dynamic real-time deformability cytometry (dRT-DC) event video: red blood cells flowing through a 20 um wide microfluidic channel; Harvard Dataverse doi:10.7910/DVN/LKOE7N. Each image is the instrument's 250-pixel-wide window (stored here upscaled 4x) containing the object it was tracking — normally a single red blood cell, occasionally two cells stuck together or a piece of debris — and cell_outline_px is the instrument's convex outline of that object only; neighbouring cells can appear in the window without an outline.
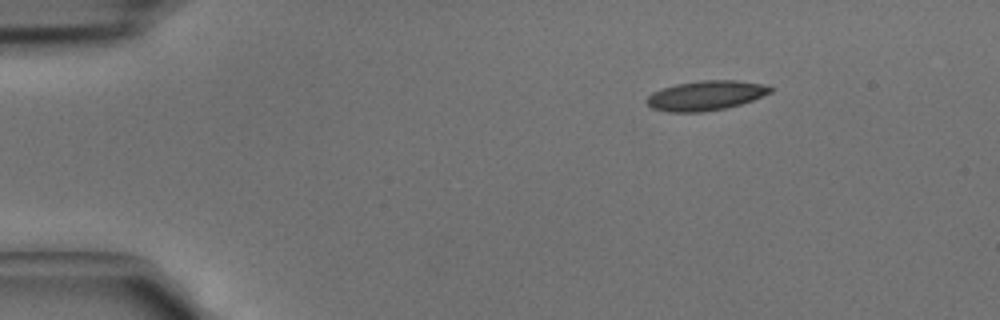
{"species": "common noctule bat (a hibernating species)", "species_latin": "Nyctalus noctula", "temperature_condition": "cold", "stored_images_in_passage": 3, "camera_frame_rate_fps": 3000, "um_per_image_px": 0.085, "animal": {"sex": "male", "body_mass_g": 15.6}, "frame": {"image": 1, "passage_image": 1, "time_ms": 0.0, "image_size_px": [1000, 320], "cell_outline_px": [[776, 88], [772, 92], [752, 100], [740, 104], [724, 108], [704, 112], [668, 112], [652, 108], [644, 100], [652, 92], [676, 84], [700, 80], [736, 80], [764, 84]], "centroid_in_image_um": [60.0, 8.11], "position_along_channel_um": 25.0, "area_um2": 21.44}}
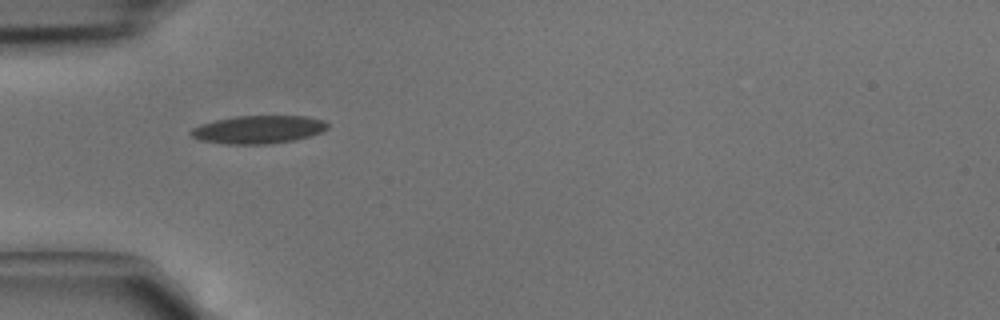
{"frame": {"image": 2, "passage_image": 3, "time_ms": 0.667, "image_size_px": [1000, 320], "cell_outline_px": [[328, 128], [320, 132], [308, 136], [292, 140], [264, 144], [228, 144], [200, 140], [192, 136], [188, 132], [192, 128], [200, 124], [216, 120], [236, 116], [304, 116], [324, 120], [328, 124]], "centroid_in_image_um": [21.93, 11.0], "position_along_channel_um": 63.1, "area_um2": 22.08}}